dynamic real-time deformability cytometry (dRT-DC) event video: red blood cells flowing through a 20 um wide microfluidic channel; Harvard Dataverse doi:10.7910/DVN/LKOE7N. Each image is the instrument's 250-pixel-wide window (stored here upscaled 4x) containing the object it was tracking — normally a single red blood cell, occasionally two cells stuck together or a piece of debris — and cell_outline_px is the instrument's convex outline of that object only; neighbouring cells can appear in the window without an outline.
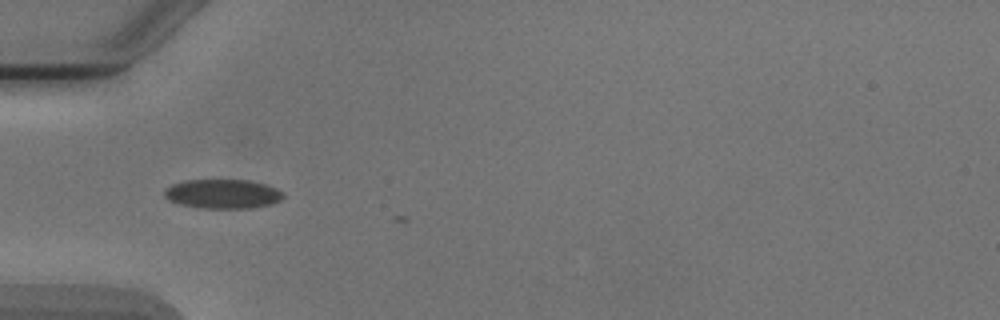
{"species": "Egyptian fruit bat (a non-hibernating species)", "species_latin": "Rousettus aegyptiacus", "temperature_condition": "cold", "stored_images_in_passage": 3, "camera_frame_rate_fps": 3000, "um_per_image_px": 0.085, "animal": {"sex": "male"}, "frame": {"image": 1, "passage_image": 1, "time_ms": 0.0, "image_size_px": [1000, 320], "cell_outline_px": [[284, 196], [280, 200], [272, 204], [252, 208], [200, 208], [180, 204], [168, 200], [164, 196], [164, 192], [172, 184], [184, 180], [248, 180], [264, 184], [276, 188], [284, 192]], "centroid_in_image_um": [18.94, 16.48], "position_along_channel_um": 66.1, "area_um2": 20.29}}
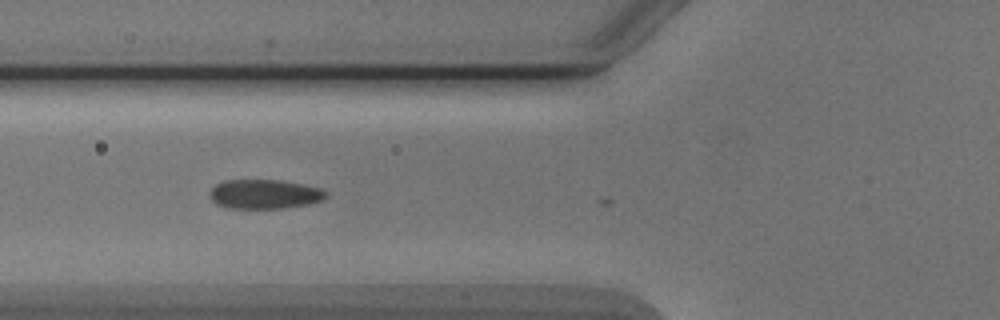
{"frame": {"image": 2, "passage_image": 2, "time_ms": 1.0, "image_size_px": [1000, 320], "cell_outline_px": [[328, 196], [324, 200], [308, 204], [284, 208], [228, 208], [216, 204], [208, 196], [208, 192], [216, 184], [224, 180], [276, 180], [300, 184], [320, 188], [328, 192]], "centroid_in_image_um": [22.47, 16.51], "position_along_channel_um": 103.3, "area_um2": 19.94}}